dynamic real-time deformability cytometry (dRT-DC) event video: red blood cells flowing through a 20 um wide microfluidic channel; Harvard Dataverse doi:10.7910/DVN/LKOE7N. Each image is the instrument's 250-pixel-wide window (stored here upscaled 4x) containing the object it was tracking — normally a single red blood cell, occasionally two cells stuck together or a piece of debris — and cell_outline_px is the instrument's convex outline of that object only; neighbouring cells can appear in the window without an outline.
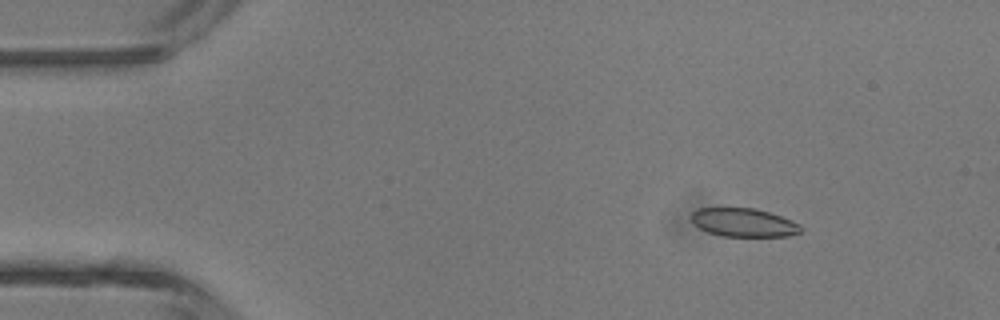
{"species": "common noctule bat (a hibernating species)", "species_latin": "Nyctalus noctula", "temperature_condition": "room temperature", "stored_images_in_passage": 45, "camera_frame_rate_fps": 3000, "um_per_image_px": 0.085, "animal": {"sex": "male", "body_mass_g": 13.3}, "frame": {"image": 1, "passage_image": 6, "time_ms": 1.667, "image_size_px": [1000, 320], "cell_outline_px": [[804, 228], [800, 232], [788, 236], [720, 236], [708, 232], [692, 224], [688, 216], [696, 208], [756, 208], [792, 220], [800, 224]], "centroid_in_image_um": [63.17, 18.91], "position_along_channel_um": 21.8, "area_um2": 18.44}}
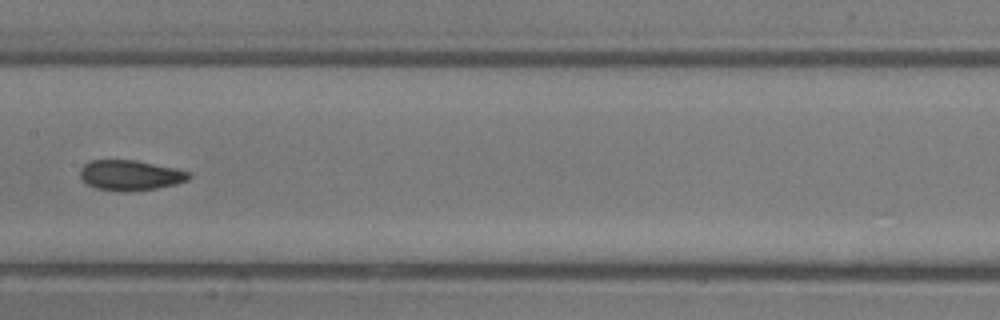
{"frame": {"image": 2, "passage_image": 23, "time_ms": 7.333, "image_size_px": [1000, 320], "cell_outline_px": [[192, 176], [188, 180], [176, 184], [156, 188], [132, 192], [120, 192], [96, 188], [88, 184], [80, 176], [80, 168], [84, 164], [92, 160], [136, 160], [176, 168], [192, 172]], "centroid_in_image_um": [11.11, 14.9], "position_along_channel_um": 196.3, "area_um2": 19.42}}
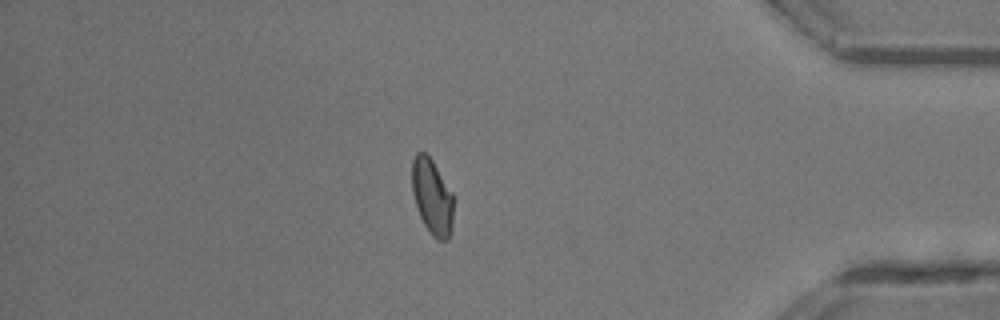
{"frame": {"image": 3, "passage_image": 39, "time_ms": 12.667, "image_size_px": [1000, 320], "cell_outline_px": [[452, 228], [448, 240], [436, 240], [432, 236], [424, 224], [420, 216], [412, 192], [412, 160], [416, 152], [424, 152], [432, 160], [452, 192]], "centroid_in_image_um": [36.72, 16.73], "position_along_channel_um": 398.5, "area_um2": 18.15}, "authors_computed_cell_mechanics": {"area_um2": 19.1896, "velocity_mm_per_s": 4.5108, "shape_relaxation_time_tau1_ms": 8.8791, "shape_relaxation_time_tau2_ms": 2.0762, "deformation_change_tau1": 0.1778, "deformation_change_tau2": 0.067}}